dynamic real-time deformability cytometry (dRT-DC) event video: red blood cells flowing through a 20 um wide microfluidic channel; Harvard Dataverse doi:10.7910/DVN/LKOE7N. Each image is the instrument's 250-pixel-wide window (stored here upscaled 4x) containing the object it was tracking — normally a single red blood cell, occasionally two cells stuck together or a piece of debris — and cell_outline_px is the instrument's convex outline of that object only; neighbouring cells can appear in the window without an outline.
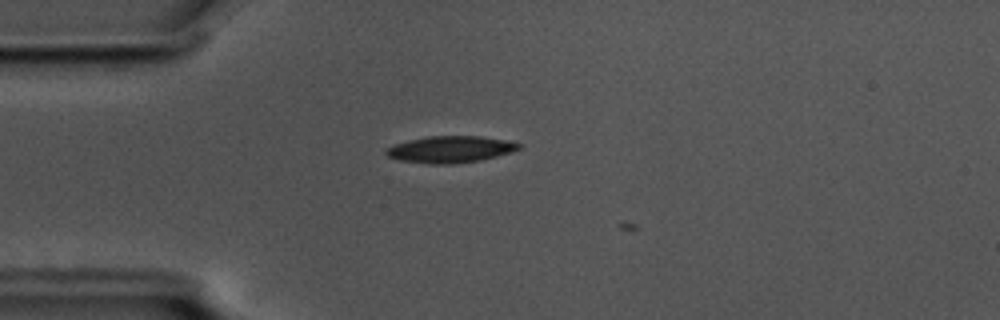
{"species": "common noctule bat (a hibernating species)", "species_latin": "Nyctalus noctula", "temperature_condition": "cold", "stored_images_in_passage": 12, "camera_frame_rate_fps": 3000, "um_per_image_px": 0.085, "animal": {"sex": "male", "body_mass_g": 17.5, "forearm_length_mm": 52.3}, "frame": {"image": 1, "passage_image": 11, "time_ms": 3.333, "image_size_px": [1000, 320], "cell_outline_px": [[524, 144], [520, 148], [496, 156], [480, 160], [452, 164], [428, 164], [400, 160], [388, 156], [384, 152], [388, 148], [396, 144], [408, 140], [428, 136], [480, 136], [504, 140]], "centroid_in_image_um": [38.27, 12.69], "position_along_channel_um": 46.7, "area_um2": 20.4}}